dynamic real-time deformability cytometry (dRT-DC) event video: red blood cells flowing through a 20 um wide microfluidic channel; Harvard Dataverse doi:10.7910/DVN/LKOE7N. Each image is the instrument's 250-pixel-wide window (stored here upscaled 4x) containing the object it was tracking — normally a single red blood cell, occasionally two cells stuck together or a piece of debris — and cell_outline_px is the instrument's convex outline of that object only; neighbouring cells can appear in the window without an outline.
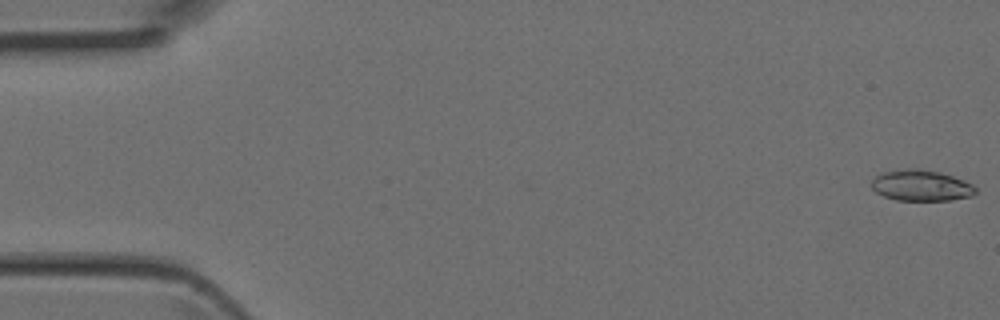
{"species": "Egyptian fruit bat (a non-hibernating species)", "species_latin": "Rousettus aegyptiacus", "temperature_condition": "room temperature", "stored_images_in_passage": 4, "camera_frame_rate_fps": 3000, "um_per_image_px": 0.085, "animal": {"sex": "female"}, "frame": {"image": 1, "passage_image": 1, "time_ms": 0.0, "image_size_px": [1000, 320], "cell_outline_px": [[976, 192], [972, 196], [948, 200], [896, 200], [884, 196], [876, 192], [872, 188], [872, 180], [880, 172], [908, 168], [916, 168], [940, 172], [964, 180], [972, 184], [976, 188]], "centroid_in_image_um": [78.29, 15.76], "position_along_channel_um": 6.7, "area_um2": 18.79}}
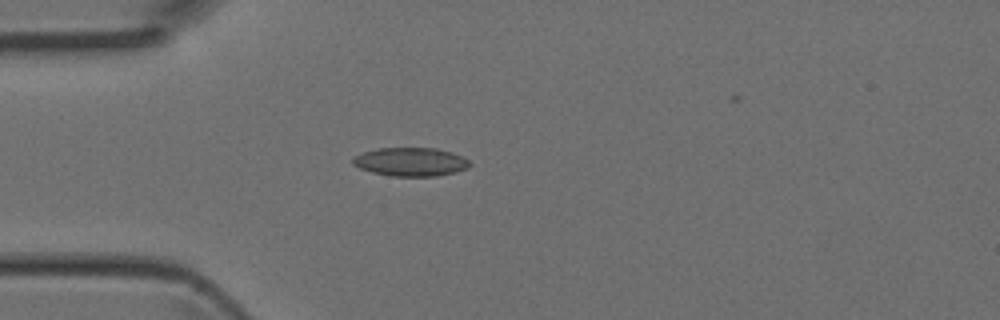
{"frame": {"image": 2, "passage_image": 4, "time_ms": 1.0, "image_size_px": [1000, 320], "cell_outline_px": [[472, 164], [468, 168], [456, 172], [436, 176], [392, 176], [372, 172], [360, 168], [352, 164], [352, 156], [376, 148], [436, 148], [452, 152], [468, 160]], "centroid_in_image_um": [34.9, 13.75], "position_along_channel_um": 50.1, "area_um2": 19.54}}